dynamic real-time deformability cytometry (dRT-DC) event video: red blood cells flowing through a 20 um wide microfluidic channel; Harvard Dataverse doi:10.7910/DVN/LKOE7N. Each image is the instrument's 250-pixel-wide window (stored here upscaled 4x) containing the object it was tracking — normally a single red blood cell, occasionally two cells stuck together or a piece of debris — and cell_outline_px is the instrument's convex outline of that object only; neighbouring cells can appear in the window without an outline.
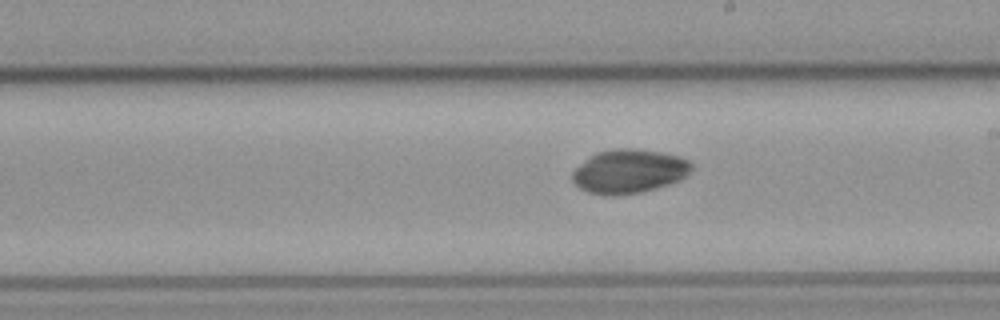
{"species": "common noctule bat (a hibernating species)", "species_latin": "Nyctalus noctula", "temperature_condition": "cold", "stored_images_in_passage": 41, "camera_frame_rate_fps": 3000, "um_per_image_px": 0.085, "animal": {"sex": "male", "body_mass_g": 23.1, "forearm_length_mm": 52.7}, "frame": {"image": 1, "passage_image": 18, "time_ms": 5.667, "image_size_px": [1000, 320], "cell_outline_px": [[692, 168], [680, 180], [668, 184], [640, 192], [612, 196], [608, 196], [588, 192], [580, 188], [572, 180], [572, 172], [580, 164], [596, 152], [612, 148], [632, 148], [660, 152], [680, 156], [688, 160], [692, 164]], "centroid_in_image_um": [53.45, 14.55], "position_along_channel_um": 235.6, "area_um2": 30.35}}
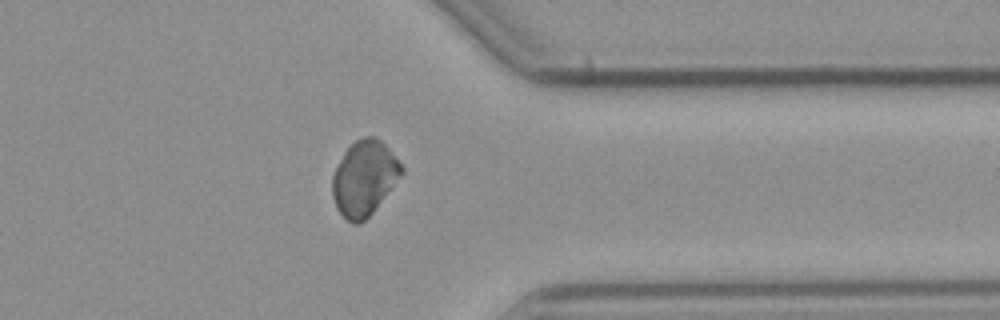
{"frame": {"image": 2, "passage_image": 30, "time_ms": 9.667, "image_size_px": [1000, 320], "cell_outline_px": [[404, 172], [372, 212], [360, 224], [352, 224], [336, 208], [332, 196], [332, 176], [344, 152], [356, 140], [364, 136], [376, 136], [388, 148], [404, 168]], "centroid_in_image_um": [30.95, 15.14], "position_along_channel_um": 380.5, "area_um2": 29.82}}
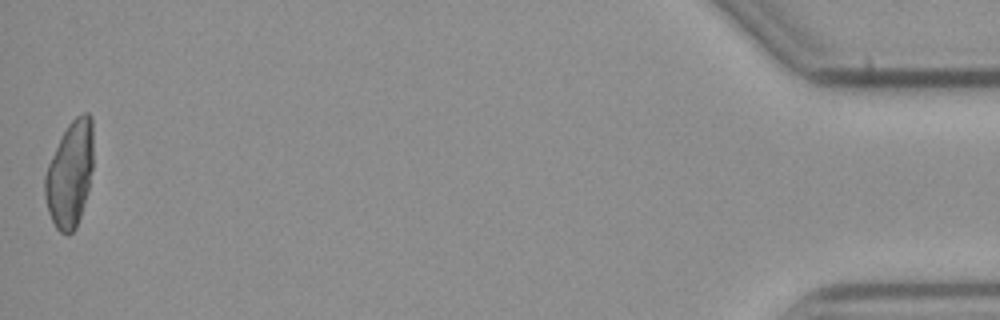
{"frame": {"image": 3, "passage_image": 41, "time_ms": 13.333, "image_size_px": [1000, 320], "cell_outline_px": [[92, 168], [88, 188], [84, 204], [76, 228], [68, 236], [60, 232], [56, 228], [48, 212], [44, 196], [44, 176], [48, 164], [68, 124], [80, 112], [88, 112], [92, 116]], "centroid_in_image_um": [5.93, 14.81], "position_along_channel_um": 429.3, "area_um2": 29.77}}